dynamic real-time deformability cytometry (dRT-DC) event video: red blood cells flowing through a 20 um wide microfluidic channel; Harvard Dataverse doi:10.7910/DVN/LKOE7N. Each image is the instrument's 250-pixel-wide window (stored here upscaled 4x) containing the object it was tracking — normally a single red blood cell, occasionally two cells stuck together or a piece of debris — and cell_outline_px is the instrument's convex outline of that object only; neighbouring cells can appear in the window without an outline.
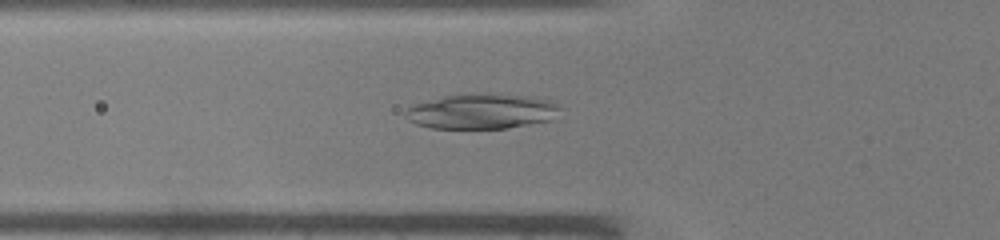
{"species": "common noctule bat (a hibernating species)", "species_latin": "Nyctalus noctula", "temperature_condition": "warm", "stored_images_in_passage": 30, "camera_frame_rate_fps": 3000, "um_per_image_px": 0.085, "animal": {"sex": "male", "body_mass_g": 19.0, "forearm_length_mm": 50.8}, "frame": {"image": 1, "passage_image": 2, "time_ms": 0.333, "image_size_px": [1000, 240], "cell_outline_px": [[560, 108], [552, 120], [504, 128], [432, 128], [416, 124], [408, 120], [404, 116], [404, 112], [408, 108], [416, 104], [444, 96], [472, 92], [488, 92], [532, 96], [548, 100], [556, 104]], "centroid_in_image_um": [40.93, 9.44], "position_along_channel_um": 84.9, "area_um2": 31.85}}
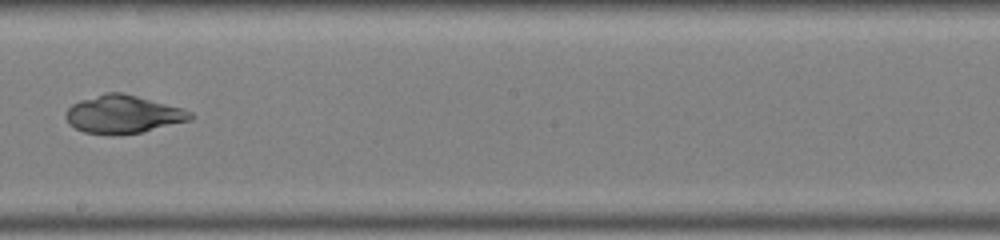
{"frame": {"image": 2, "passage_image": 12, "time_ms": 3.667, "image_size_px": [1000, 240], "cell_outline_px": [[192, 120], [140, 132], [84, 132], [68, 124], [64, 116], [68, 108], [72, 104], [80, 100], [104, 92], [120, 92], [136, 96], [180, 108], [192, 112]], "centroid_in_image_um": [10.43, 9.68], "position_along_channel_um": 237.8, "area_um2": 26.7}}
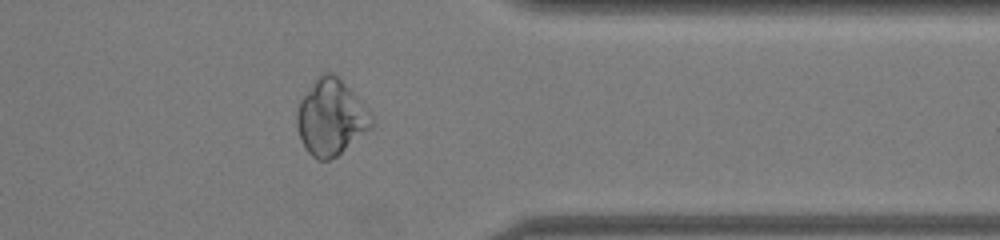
{"frame": {"image": 3, "passage_image": 22, "time_ms": 7.0, "image_size_px": [1000, 240], "cell_outline_px": [[372, 128], [336, 156], [328, 160], [316, 160], [304, 148], [300, 140], [296, 124], [296, 112], [300, 100], [316, 76], [324, 72], [332, 72], [340, 76], [372, 116]], "centroid_in_image_um": [28.09, 9.96], "position_along_channel_um": 383.3, "area_um2": 33.12}}